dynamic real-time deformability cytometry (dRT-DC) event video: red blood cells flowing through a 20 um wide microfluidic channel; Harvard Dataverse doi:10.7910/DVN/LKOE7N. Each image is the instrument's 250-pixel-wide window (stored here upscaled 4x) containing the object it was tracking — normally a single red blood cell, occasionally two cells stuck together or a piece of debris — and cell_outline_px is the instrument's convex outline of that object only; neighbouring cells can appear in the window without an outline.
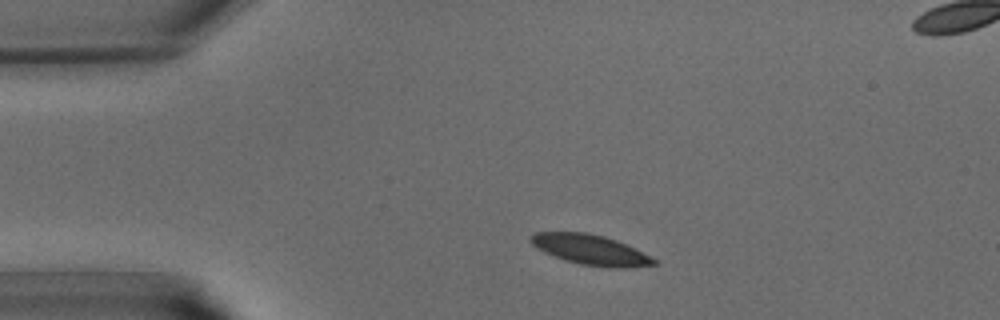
{"species": "common noctule bat (a hibernating species)", "species_latin": "Nyctalus noctula", "temperature_condition": "warm", "stored_images_in_passage": 35, "segment_of_instrument_passage": [1, 2], "camera_frame_rate_fps": 3000, "um_per_image_px": 0.085, "animal": {"sex": "male", "body_mass_g": 15.6}, "frame": {"image": 1, "passage_image": 1, "time_ms": 0.0, "image_size_px": [1000, 320], "cell_outline_px": [[656, 264], [624, 268], [608, 268], [580, 264], [564, 260], [544, 252], [532, 244], [528, 240], [536, 232], [588, 232], [604, 236], [616, 240], [656, 260]], "centroid_in_image_um": [50.14, 21.23], "position_along_channel_um": 34.9, "area_um2": 21.33}}
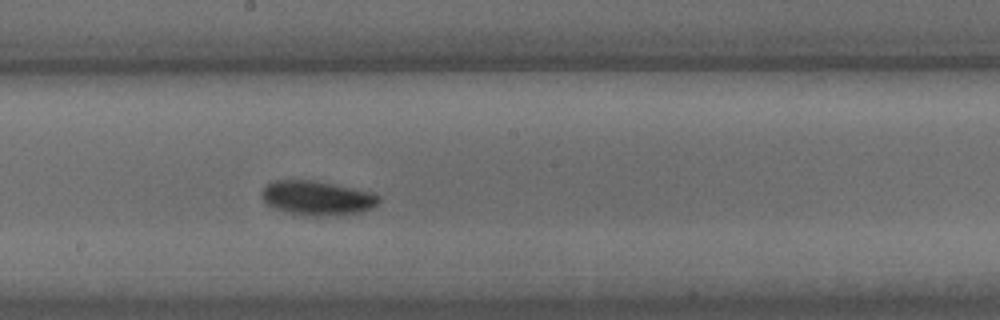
{"frame": {"image": 2, "passage_image": 15, "time_ms": 4.667, "image_size_px": [1000, 320], "cell_outline_px": [[380, 200], [372, 208], [360, 212], [316, 216], [308, 216], [288, 212], [276, 208], [268, 204], [260, 196], [260, 192], [272, 180], [312, 180], [372, 192], [380, 196]], "centroid_in_image_um": [26.94, 16.82], "position_along_channel_um": 221.3, "area_um2": 23.12}}
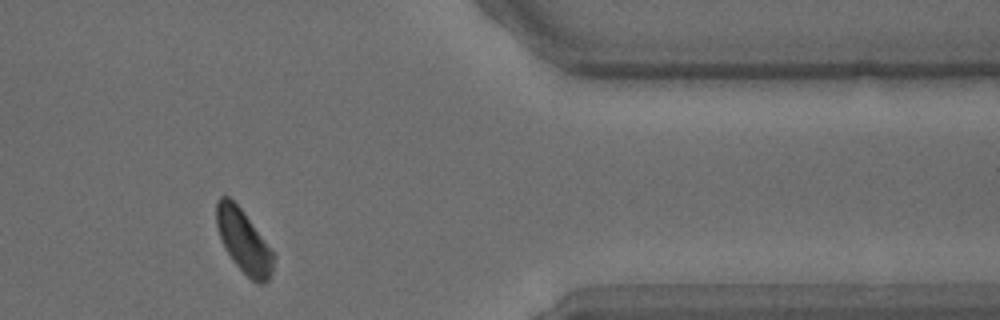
{"frame": {"image": 3, "passage_image": 27, "time_ms": 8.667, "image_size_px": [1000, 320], "cell_outline_px": [[276, 256], [272, 272], [268, 280], [264, 284], [260, 284], [252, 280], [232, 260], [224, 248], [220, 240], [216, 224], [216, 200], [220, 196], [228, 196], [244, 212]], "centroid_in_image_um": [20.7, 20.51], "position_along_channel_um": 390.7, "area_um2": 20.98}}